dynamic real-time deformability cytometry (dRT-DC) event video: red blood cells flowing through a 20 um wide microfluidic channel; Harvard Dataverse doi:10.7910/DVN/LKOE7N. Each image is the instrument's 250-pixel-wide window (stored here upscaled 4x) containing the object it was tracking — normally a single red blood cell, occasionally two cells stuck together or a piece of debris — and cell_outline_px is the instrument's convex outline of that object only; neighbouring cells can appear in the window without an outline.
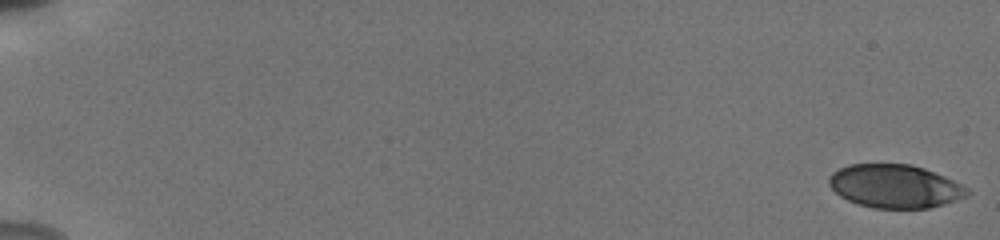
{"species": "human", "species_latin": "Homo sapiens", "temperature_condition": "cold", "stored_images_in_passage": 55, "camera_frame_rate_fps": 3000, "um_per_image_px": 0.085, "donor": {"sex": "male"}, "frame": {"image": 1, "passage_image": 1, "time_ms": 0.0, "image_size_px": [1000, 240], "cell_outline_px": [[972, 192], [968, 196], [944, 204], [928, 208], [872, 208], [848, 200], [840, 196], [828, 184], [828, 176], [832, 172], [848, 164], [912, 164], [924, 168], [944, 176], [968, 188]], "centroid_in_image_um": [76.07, 15.82], "position_along_channel_um": 8.9, "area_um2": 34.97}}
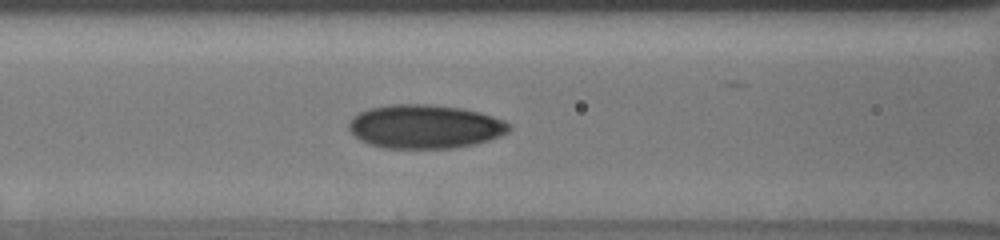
{"frame": {"image": 2, "passage_image": 26, "time_ms": 8.333, "image_size_px": [1000, 240], "cell_outline_px": [[512, 128], [508, 132], [500, 136], [476, 144], [452, 148], [384, 148], [368, 144], [360, 140], [348, 128], [348, 124], [352, 116], [368, 108], [392, 104], [428, 104], [460, 108], [480, 112], [504, 120], [512, 124]], "centroid_in_image_um": [36.13, 10.76], "position_along_channel_um": 130.5, "area_um2": 41.1}}
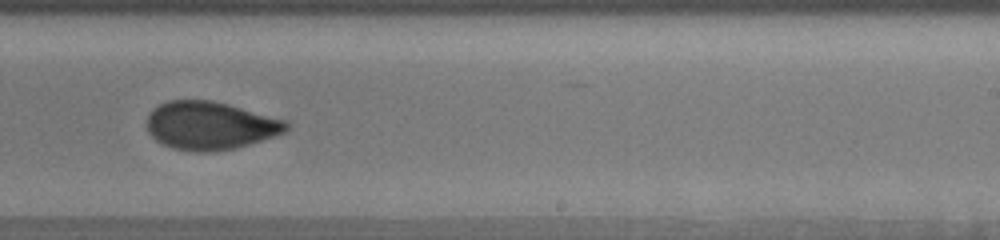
{"frame": {"image": 3, "passage_image": 37, "time_ms": 12.0, "image_size_px": [1000, 240], "cell_outline_px": [[288, 132], [236, 148], [208, 152], [196, 152], [172, 148], [156, 140], [148, 132], [148, 116], [152, 108], [168, 100], [212, 100], [228, 104], [288, 120]], "centroid_in_image_um": [17.89, 10.67], "position_along_channel_um": 271.1, "area_um2": 39.25}, "authors_computed_cell_mechanics": {"area_um2": 38.4948, "velocity_mm_per_s": 3.8509, "shape_relaxation_time_tau1_ms": 10.3266, "shape_relaxation_time_tau2_ms": 1.3883, "deformation_change_tau1": 0.2338, "deformation_change_tau2": 0.0597}}